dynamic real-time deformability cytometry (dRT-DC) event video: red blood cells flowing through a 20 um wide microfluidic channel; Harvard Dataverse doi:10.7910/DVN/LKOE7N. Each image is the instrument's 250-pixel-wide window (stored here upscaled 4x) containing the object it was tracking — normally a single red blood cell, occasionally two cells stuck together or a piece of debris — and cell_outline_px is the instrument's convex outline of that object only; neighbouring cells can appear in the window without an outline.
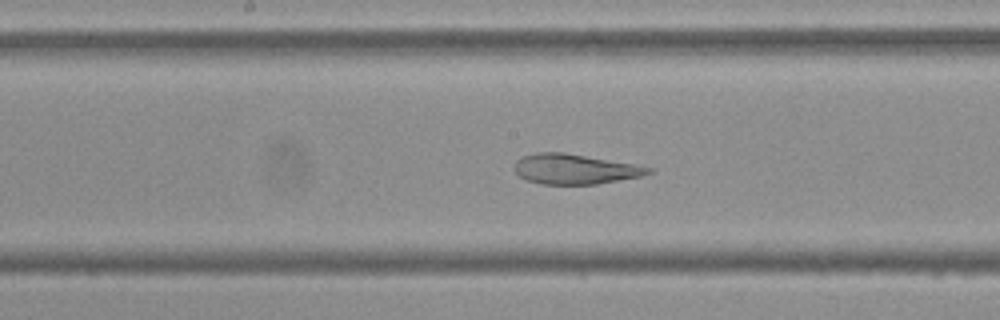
{"species": "Egyptian fruit bat (a non-hibernating species)", "species_latin": "Rousettus aegyptiacus", "temperature_condition": "cold", "stored_images_in_passage": 55, "camera_frame_rate_fps": 3000, "um_per_image_px": 0.085, "frame": {"image": 1, "passage_image": 28, "time_ms": 9.0, "image_size_px": [1000, 320], "cell_outline_px": [[652, 172], [640, 176], [596, 184], [540, 184], [528, 180], [520, 176], [512, 168], [516, 160], [524, 156], [536, 152], [564, 152], [632, 164], [652, 168]], "centroid_in_image_um": [48.79, 14.37], "position_along_channel_um": 199.4, "area_um2": 23.18}}
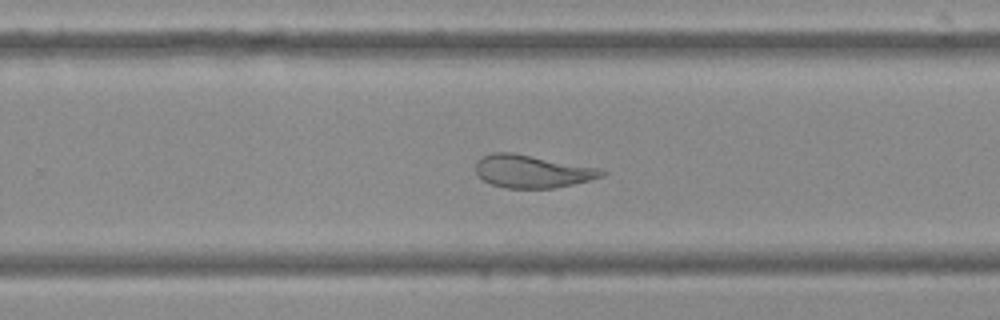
{"frame": {"image": 2, "passage_image": 35, "time_ms": 11.333, "image_size_px": [1000, 320], "cell_outline_px": [[608, 172], [604, 176], [556, 188], [508, 188], [492, 184], [484, 180], [476, 172], [476, 160], [480, 156], [492, 152], [512, 152], [604, 168]], "centroid_in_image_um": [45.28, 14.54], "position_along_channel_um": 284.5, "area_um2": 24.39}}
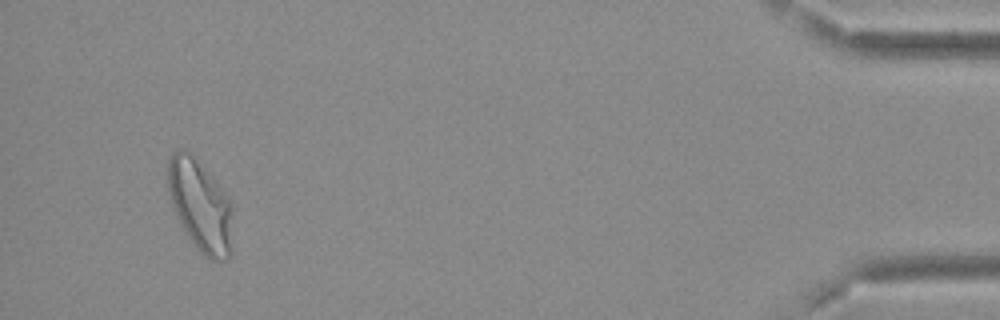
{"frame": {"image": 3, "passage_image": 52, "time_ms": 17.0, "image_size_px": [1000, 320], "cell_outline_px": [[232, 256], [228, 260], [212, 260], [204, 256], [196, 248], [180, 224], [172, 208], [168, 192], [168, 160], [172, 152], [176, 148], [188, 148], [192, 152], [216, 180], [228, 196], [232, 212]], "centroid_in_image_um": [17.02, 17.45], "position_along_channel_um": 418.2, "area_um2": 35.55}}